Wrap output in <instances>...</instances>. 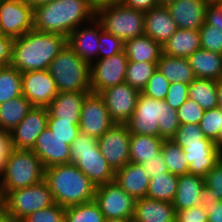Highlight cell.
I'll list each match as a JSON object with an SVG mask.
<instances>
[{
	"label": "cell",
	"instance_id": "obj_1",
	"mask_svg": "<svg viewBox=\"0 0 222 222\" xmlns=\"http://www.w3.org/2000/svg\"><path fill=\"white\" fill-rule=\"evenodd\" d=\"M95 16L96 6L90 0H53L33 8V29L68 38L71 32Z\"/></svg>",
	"mask_w": 222,
	"mask_h": 222
},
{
	"label": "cell",
	"instance_id": "obj_2",
	"mask_svg": "<svg viewBox=\"0 0 222 222\" xmlns=\"http://www.w3.org/2000/svg\"><path fill=\"white\" fill-rule=\"evenodd\" d=\"M67 37L31 30L13 39L11 63L21 73L48 70L51 61L66 47Z\"/></svg>",
	"mask_w": 222,
	"mask_h": 222
},
{
	"label": "cell",
	"instance_id": "obj_3",
	"mask_svg": "<svg viewBox=\"0 0 222 222\" xmlns=\"http://www.w3.org/2000/svg\"><path fill=\"white\" fill-rule=\"evenodd\" d=\"M126 125L130 134L159 136L169 140L176 134L180 121L177 110L165 100H157L140 92L133 115Z\"/></svg>",
	"mask_w": 222,
	"mask_h": 222
},
{
	"label": "cell",
	"instance_id": "obj_4",
	"mask_svg": "<svg viewBox=\"0 0 222 222\" xmlns=\"http://www.w3.org/2000/svg\"><path fill=\"white\" fill-rule=\"evenodd\" d=\"M44 180L55 202L61 207L67 208L95 199L96 186L73 163L46 168Z\"/></svg>",
	"mask_w": 222,
	"mask_h": 222
},
{
	"label": "cell",
	"instance_id": "obj_5",
	"mask_svg": "<svg viewBox=\"0 0 222 222\" xmlns=\"http://www.w3.org/2000/svg\"><path fill=\"white\" fill-rule=\"evenodd\" d=\"M70 159L96 187L115 179V171L102 155L97 138L79 132L70 145Z\"/></svg>",
	"mask_w": 222,
	"mask_h": 222
},
{
	"label": "cell",
	"instance_id": "obj_6",
	"mask_svg": "<svg viewBox=\"0 0 222 222\" xmlns=\"http://www.w3.org/2000/svg\"><path fill=\"white\" fill-rule=\"evenodd\" d=\"M48 72L59 92H91L90 65L68 45L51 61Z\"/></svg>",
	"mask_w": 222,
	"mask_h": 222
},
{
	"label": "cell",
	"instance_id": "obj_7",
	"mask_svg": "<svg viewBox=\"0 0 222 222\" xmlns=\"http://www.w3.org/2000/svg\"><path fill=\"white\" fill-rule=\"evenodd\" d=\"M95 18L104 31L123 42L144 34V12L125 6L118 0L97 6Z\"/></svg>",
	"mask_w": 222,
	"mask_h": 222
},
{
	"label": "cell",
	"instance_id": "obj_8",
	"mask_svg": "<svg viewBox=\"0 0 222 222\" xmlns=\"http://www.w3.org/2000/svg\"><path fill=\"white\" fill-rule=\"evenodd\" d=\"M44 176L45 167L32 150L13 149L0 178L3 191H12L37 184Z\"/></svg>",
	"mask_w": 222,
	"mask_h": 222
},
{
	"label": "cell",
	"instance_id": "obj_9",
	"mask_svg": "<svg viewBox=\"0 0 222 222\" xmlns=\"http://www.w3.org/2000/svg\"><path fill=\"white\" fill-rule=\"evenodd\" d=\"M4 194L3 215L7 220L15 222L56 203L45 180L30 187L4 191Z\"/></svg>",
	"mask_w": 222,
	"mask_h": 222
},
{
	"label": "cell",
	"instance_id": "obj_10",
	"mask_svg": "<svg viewBox=\"0 0 222 222\" xmlns=\"http://www.w3.org/2000/svg\"><path fill=\"white\" fill-rule=\"evenodd\" d=\"M105 219L132 221L136 199L116 182H107L96 187L95 199Z\"/></svg>",
	"mask_w": 222,
	"mask_h": 222
},
{
	"label": "cell",
	"instance_id": "obj_11",
	"mask_svg": "<svg viewBox=\"0 0 222 222\" xmlns=\"http://www.w3.org/2000/svg\"><path fill=\"white\" fill-rule=\"evenodd\" d=\"M128 58L125 51L98 59L90 65V90L101 93L103 90L125 82Z\"/></svg>",
	"mask_w": 222,
	"mask_h": 222
},
{
	"label": "cell",
	"instance_id": "obj_12",
	"mask_svg": "<svg viewBox=\"0 0 222 222\" xmlns=\"http://www.w3.org/2000/svg\"><path fill=\"white\" fill-rule=\"evenodd\" d=\"M33 30V8L24 0H0V35L17 39Z\"/></svg>",
	"mask_w": 222,
	"mask_h": 222
},
{
	"label": "cell",
	"instance_id": "obj_13",
	"mask_svg": "<svg viewBox=\"0 0 222 222\" xmlns=\"http://www.w3.org/2000/svg\"><path fill=\"white\" fill-rule=\"evenodd\" d=\"M114 124L103 97L99 93L90 92L81 108L80 132L98 139Z\"/></svg>",
	"mask_w": 222,
	"mask_h": 222
},
{
	"label": "cell",
	"instance_id": "obj_14",
	"mask_svg": "<svg viewBox=\"0 0 222 222\" xmlns=\"http://www.w3.org/2000/svg\"><path fill=\"white\" fill-rule=\"evenodd\" d=\"M97 142L102 155L114 171L130 162V132L126 124L115 123Z\"/></svg>",
	"mask_w": 222,
	"mask_h": 222
},
{
	"label": "cell",
	"instance_id": "obj_15",
	"mask_svg": "<svg viewBox=\"0 0 222 222\" xmlns=\"http://www.w3.org/2000/svg\"><path fill=\"white\" fill-rule=\"evenodd\" d=\"M100 95L105 101L112 121L126 124L133 115L140 92L124 82L103 90Z\"/></svg>",
	"mask_w": 222,
	"mask_h": 222
},
{
	"label": "cell",
	"instance_id": "obj_16",
	"mask_svg": "<svg viewBox=\"0 0 222 222\" xmlns=\"http://www.w3.org/2000/svg\"><path fill=\"white\" fill-rule=\"evenodd\" d=\"M59 93L48 70L22 73V95L36 107H47Z\"/></svg>",
	"mask_w": 222,
	"mask_h": 222
},
{
	"label": "cell",
	"instance_id": "obj_17",
	"mask_svg": "<svg viewBox=\"0 0 222 222\" xmlns=\"http://www.w3.org/2000/svg\"><path fill=\"white\" fill-rule=\"evenodd\" d=\"M47 125V107L33 106L22 121L10 131L13 149L32 150Z\"/></svg>",
	"mask_w": 222,
	"mask_h": 222
},
{
	"label": "cell",
	"instance_id": "obj_18",
	"mask_svg": "<svg viewBox=\"0 0 222 222\" xmlns=\"http://www.w3.org/2000/svg\"><path fill=\"white\" fill-rule=\"evenodd\" d=\"M102 30L101 23L94 18L71 32L67 38V45L77 56L91 65L98 60L99 36Z\"/></svg>",
	"mask_w": 222,
	"mask_h": 222
},
{
	"label": "cell",
	"instance_id": "obj_19",
	"mask_svg": "<svg viewBox=\"0 0 222 222\" xmlns=\"http://www.w3.org/2000/svg\"><path fill=\"white\" fill-rule=\"evenodd\" d=\"M181 148L189 163L188 173L203 177L222 157V147L208 138Z\"/></svg>",
	"mask_w": 222,
	"mask_h": 222
},
{
	"label": "cell",
	"instance_id": "obj_20",
	"mask_svg": "<svg viewBox=\"0 0 222 222\" xmlns=\"http://www.w3.org/2000/svg\"><path fill=\"white\" fill-rule=\"evenodd\" d=\"M32 151L40 158L45 169L71 163L70 145L54 135L48 126L38 136Z\"/></svg>",
	"mask_w": 222,
	"mask_h": 222
},
{
	"label": "cell",
	"instance_id": "obj_21",
	"mask_svg": "<svg viewBox=\"0 0 222 222\" xmlns=\"http://www.w3.org/2000/svg\"><path fill=\"white\" fill-rule=\"evenodd\" d=\"M207 0H174L166 7L179 29L199 30L205 23Z\"/></svg>",
	"mask_w": 222,
	"mask_h": 222
},
{
	"label": "cell",
	"instance_id": "obj_22",
	"mask_svg": "<svg viewBox=\"0 0 222 222\" xmlns=\"http://www.w3.org/2000/svg\"><path fill=\"white\" fill-rule=\"evenodd\" d=\"M205 180L203 176L186 173L178 176L173 206L175 213L193 206L205 205Z\"/></svg>",
	"mask_w": 222,
	"mask_h": 222
},
{
	"label": "cell",
	"instance_id": "obj_23",
	"mask_svg": "<svg viewBox=\"0 0 222 222\" xmlns=\"http://www.w3.org/2000/svg\"><path fill=\"white\" fill-rule=\"evenodd\" d=\"M144 34L162 46L178 29L166 6H156L144 13Z\"/></svg>",
	"mask_w": 222,
	"mask_h": 222
},
{
	"label": "cell",
	"instance_id": "obj_24",
	"mask_svg": "<svg viewBox=\"0 0 222 222\" xmlns=\"http://www.w3.org/2000/svg\"><path fill=\"white\" fill-rule=\"evenodd\" d=\"M114 180L135 199L147 196L150 177L141 164L127 163L115 171Z\"/></svg>",
	"mask_w": 222,
	"mask_h": 222
},
{
	"label": "cell",
	"instance_id": "obj_25",
	"mask_svg": "<svg viewBox=\"0 0 222 222\" xmlns=\"http://www.w3.org/2000/svg\"><path fill=\"white\" fill-rule=\"evenodd\" d=\"M173 203L150 199H136L132 222H173L175 220Z\"/></svg>",
	"mask_w": 222,
	"mask_h": 222
},
{
	"label": "cell",
	"instance_id": "obj_26",
	"mask_svg": "<svg viewBox=\"0 0 222 222\" xmlns=\"http://www.w3.org/2000/svg\"><path fill=\"white\" fill-rule=\"evenodd\" d=\"M90 92H59L47 106L48 117L65 121H80V114L85 97Z\"/></svg>",
	"mask_w": 222,
	"mask_h": 222
},
{
	"label": "cell",
	"instance_id": "obj_27",
	"mask_svg": "<svg viewBox=\"0 0 222 222\" xmlns=\"http://www.w3.org/2000/svg\"><path fill=\"white\" fill-rule=\"evenodd\" d=\"M124 51L129 61L157 63L163 48L160 43L143 34L125 41Z\"/></svg>",
	"mask_w": 222,
	"mask_h": 222
},
{
	"label": "cell",
	"instance_id": "obj_28",
	"mask_svg": "<svg viewBox=\"0 0 222 222\" xmlns=\"http://www.w3.org/2000/svg\"><path fill=\"white\" fill-rule=\"evenodd\" d=\"M188 59L196 78L216 81L222 77V54L200 48Z\"/></svg>",
	"mask_w": 222,
	"mask_h": 222
},
{
	"label": "cell",
	"instance_id": "obj_29",
	"mask_svg": "<svg viewBox=\"0 0 222 222\" xmlns=\"http://www.w3.org/2000/svg\"><path fill=\"white\" fill-rule=\"evenodd\" d=\"M162 48L166 55L188 58L201 48L199 30L178 28Z\"/></svg>",
	"mask_w": 222,
	"mask_h": 222
},
{
	"label": "cell",
	"instance_id": "obj_30",
	"mask_svg": "<svg viewBox=\"0 0 222 222\" xmlns=\"http://www.w3.org/2000/svg\"><path fill=\"white\" fill-rule=\"evenodd\" d=\"M157 70L169 83L190 84L196 78L189 59L184 57H172L162 53L157 62Z\"/></svg>",
	"mask_w": 222,
	"mask_h": 222
},
{
	"label": "cell",
	"instance_id": "obj_31",
	"mask_svg": "<svg viewBox=\"0 0 222 222\" xmlns=\"http://www.w3.org/2000/svg\"><path fill=\"white\" fill-rule=\"evenodd\" d=\"M164 139L159 136L145 134H130L129 156L130 162L142 164L151 160L161 152Z\"/></svg>",
	"mask_w": 222,
	"mask_h": 222
},
{
	"label": "cell",
	"instance_id": "obj_32",
	"mask_svg": "<svg viewBox=\"0 0 222 222\" xmlns=\"http://www.w3.org/2000/svg\"><path fill=\"white\" fill-rule=\"evenodd\" d=\"M33 105L20 95L0 104V129L11 131L32 109Z\"/></svg>",
	"mask_w": 222,
	"mask_h": 222
},
{
	"label": "cell",
	"instance_id": "obj_33",
	"mask_svg": "<svg viewBox=\"0 0 222 222\" xmlns=\"http://www.w3.org/2000/svg\"><path fill=\"white\" fill-rule=\"evenodd\" d=\"M178 185V176L167 172L152 175L149 182L147 196L150 199L173 203Z\"/></svg>",
	"mask_w": 222,
	"mask_h": 222
},
{
	"label": "cell",
	"instance_id": "obj_34",
	"mask_svg": "<svg viewBox=\"0 0 222 222\" xmlns=\"http://www.w3.org/2000/svg\"><path fill=\"white\" fill-rule=\"evenodd\" d=\"M188 98L194 100L204 110L218 107L215 80L195 78L189 84Z\"/></svg>",
	"mask_w": 222,
	"mask_h": 222
},
{
	"label": "cell",
	"instance_id": "obj_35",
	"mask_svg": "<svg viewBox=\"0 0 222 222\" xmlns=\"http://www.w3.org/2000/svg\"><path fill=\"white\" fill-rule=\"evenodd\" d=\"M22 95V73L8 65L0 67V104Z\"/></svg>",
	"mask_w": 222,
	"mask_h": 222
},
{
	"label": "cell",
	"instance_id": "obj_36",
	"mask_svg": "<svg viewBox=\"0 0 222 222\" xmlns=\"http://www.w3.org/2000/svg\"><path fill=\"white\" fill-rule=\"evenodd\" d=\"M161 152L166 167L170 173L177 176L188 173L189 163L185 158V153L181 146L175 143L172 139L163 141Z\"/></svg>",
	"mask_w": 222,
	"mask_h": 222
},
{
	"label": "cell",
	"instance_id": "obj_37",
	"mask_svg": "<svg viewBox=\"0 0 222 222\" xmlns=\"http://www.w3.org/2000/svg\"><path fill=\"white\" fill-rule=\"evenodd\" d=\"M157 70V63L128 61L125 82L142 92Z\"/></svg>",
	"mask_w": 222,
	"mask_h": 222
},
{
	"label": "cell",
	"instance_id": "obj_38",
	"mask_svg": "<svg viewBox=\"0 0 222 222\" xmlns=\"http://www.w3.org/2000/svg\"><path fill=\"white\" fill-rule=\"evenodd\" d=\"M105 216L95 200L65 208V222H104Z\"/></svg>",
	"mask_w": 222,
	"mask_h": 222
},
{
	"label": "cell",
	"instance_id": "obj_39",
	"mask_svg": "<svg viewBox=\"0 0 222 222\" xmlns=\"http://www.w3.org/2000/svg\"><path fill=\"white\" fill-rule=\"evenodd\" d=\"M199 127L205 138L222 147V109L216 107L205 110Z\"/></svg>",
	"mask_w": 222,
	"mask_h": 222
},
{
	"label": "cell",
	"instance_id": "obj_40",
	"mask_svg": "<svg viewBox=\"0 0 222 222\" xmlns=\"http://www.w3.org/2000/svg\"><path fill=\"white\" fill-rule=\"evenodd\" d=\"M204 180L206 199L211 201H222V157L206 173Z\"/></svg>",
	"mask_w": 222,
	"mask_h": 222
},
{
	"label": "cell",
	"instance_id": "obj_41",
	"mask_svg": "<svg viewBox=\"0 0 222 222\" xmlns=\"http://www.w3.org/2000/svg\"><path fill=\"white\" fill-rule=\"evenodd\" d=\"M47 126L54 135L66 140L68 145L72 144L80 132L79 121H65L60 118L48 117Z\"/></svg>",
	"mask_w": 222,
	"mask_h": 222
},
{
	"label": "cell",
	"instance_id": "obj_42",
	"mask_svg": "<svg viewBox=\"0 0 222 222\" xmlns=\"http://www.w3.org/2000/svg\"><path fill=\"white\" fill-rule=\"evenodd\" d=\"M201 48L222 54V31L206 22L199 29Z\"/></svg>",
	"mask_w": 222,
	"mask_h": 222
},
{
	"label": "cell",
	"instance_id": "obj_43",
	"mask_svg": "<svg viewBox=\"0 0 222 222\" xmlns=\"http://www.w3.org/2000/svg\"><path fill=\"white\" fill-rule=\"evenodd\" d=\"M20 222H65V208L55 203L27 215Z\"/></svg>",
	"mask_w": 222,
	"mask_h": 222
},
{
	"label": "cell",
	"instance_id": "obj_44",
	"mask_svg": "<svg viewBox=\"0 0 222 222\" xmlns=\"http://www.w3.org/2000/svg\"><path fill=\"white\" fill-rule=\"evenodd\" d=\"M169 85V81L163 76V74L156 70L148 80L142 93L157 100H165Z\"/></svg>",
	"mask_w": 222,
	"mask_h": 222
},
{
	"label": "cell",
	"instance_id": "obj_45",
	"mask_svg": "<svg viewBox=\"0 0 222 222\" xmlns=\"http://www.w3.org/2000/svg\"><path fill=\"white\" fill-rule=\"evenodd\" d=\"M123 51L124 42L119 37L104 30L100 32L98 59L110 57Z\"/></svg>",
	"mask_w": 222,
	"mask_h": 222
},
{
	"label": "cell",
	"instance_id": "obj_46",
	"mask_svg": "<svg viewBox=\"0 0 222 222\" xmlns=\"http://www.w3.org/2000/svg\"><path fill=\"white\" fill-rule=\"evenodd\" d=\"M205 136L198 124H180L172 140L181 147L187 144L200 143Z\"/></svg>",
	"mask_w": 222,
	"mask_h": 222
},
{
	"label": "cell",
	"instance_id": "obj_47",
	"mask_svg": "<svg viewBox=\"0 0 222 222\" xmlns=\"http://www.w3.org/2000/svg\"><path fill=\"white\" fill-rule=\"evenodd\" d=\"M204 109L194 100L188 98L178 109L180 124H198L204 114Z\"/></svg>",
	"mask_w": 222,
	"mask_h": 222
},
{
	"label": "cell",
	"instance_id": "obj_48",
	"mask_svg": "<svg viewBox=\"0 0 222 222\" xmlns=\"http://www.w3.org/2000/svg\"><path fill=\"white\" fill-rule=\"evenodd\" d=\"M189 84L170 83L165 102L173 109H178L187 99Z\"/></svg>",
	"mask_w": 222,
	"mask_h": 222
},
{
	"label": "cell",
	"instance_id": "obj_49",
	"mask_svg": "<svg viewBox=\"0 0 222 222\" xmlns=\"http://www.w3.org/2000/svg\"><path fill=\"white\" fill-rule=\"evenodd\" d=\"M175 219L177 222H208L205 205L193 206L189 209L177 211Z\"/></svg>",
	"mask_w": 222,
	"mask_h": 222
},
{
	"label": "cell",
	"instance_id": "obj_50",
	"mask_svg": "<svg viewBox=\"0 0 222 222\" xmlns=\"http://www.w3.org/2000/svg\"><path fill=\"white\" fill-rule=\"evenodd\" d=\"M12 150L13 147L10 132L0 129V177L4 172L5 163Z\"/></svg>",
	"mask_w": 222,
	"mask_h": 222
},
{
	"label": "cell",
	"instance_id": "obj_51",
	"mask_svg": "<svg viewBox=\"0 0 222 222\" xmlns=\"http://www.w3.org/2000/svg\"><path fill=\"white\" fill-rule=\"evenodd\" d=\"M205 22L222 31V3H209L206 9Z\"/></svg>",
	"mask_w": 222,
	"mask_h": 222
},
{
	"label": "cell",
	"instance_id": "obj_52",
	"mask_svg": "<svg viewBox=\"0 0 222 222\" xmlns=\"http://www.w3.org/2000/svg\"><path fill=\"white\" fill-rule=\"evenodd\" d=\"M141 165L147 171L150 178L152 175H159L162 172L168 171L162 152H159L156 157L151 160H145Z\"/></svg>",
	"mask_w": 222,
	"mask_h": 222
},
{
	"label": "cell",
	"instance_id": "obj_53",
	"mask_svg": "<svg viewBox=\"0 0 222 222\" xmlns=\"http://www.w3.org/2000/svg\"><path fill=\"white\" fill-rule=\"evenodd\" d=\"M12 43V38L0 35V67L10 65Z\"/></svg>",
	"mask_w": 222,
	"mask_h": 222
},
{
	"label": "cell",
	"instance_id": "obj_54",
	"mask_svg": "<svg viewBox=\"0 0 222 222\" xmlns=\"http://www.w3.org/2000/svg\"><path fill=\"white\" fill-rule=\"evenodd\" d=\"M208 222H222V201H205Z\"/></svg>",
	"mask_w": 222,
	"mask_h": 222
},
{
	"label": "cell",
	"instance_id": "obj_55",
	"mask_svg": "<svg viewBox=\"0 0 222 222\" xmlns=\"http://www.w3.org/2000/svg\"><path fill=\"white\" fill-rule=\"evenodd\" d=\"M118 1L125 6L137 9L144 13L158 6L157 0H118Z\"/></svg>",
	"mask_w": 222,
	"mask_h": 222
},
{
	"label": "cell",
	"instance_id": "obj_56",
	"mask_svg": "<svg viewBox=\"0 0 222 222\" xmlns=\"http://www.w3.org/2000/svg\"><path fill=\"white\" fill-rule=\"evenodd\" d=\"M216 89H217V96H218V107L222 109V77L215 81Z\"/></svg>",
	"mask_w": 222,
	"mask_h": 222
},
{
	"label": "cell",
	"instance_id": "obj_57",
	"mask_svg": "<svg viewBox=\"0 0 222 222\" xmlns=\"http://www.w3.org/2000/svg\"><path fill=\"white\" fill-rule=\"evenodd\" d=\"M26 1L32 8H35L38 5L49 3L53 0H24Z\"/></svg>",
	"mask_w": 222,
	"mask_h": 222
},
{
	"label": "cell",
	"instance_id": "obj_58",
	"mask_svg": "<svg viewBox=\"0 0 222 222\" xmlns=\"http://www.w3.org/2000/svg\"><path fill=\"white\" fill-rule=\"evenodd\" d=\"M4 198H5V194H4V191H3V186H2V182H1V178H0V213H3Z\"/></svg>",
	"mask_w": 222,
	"mask_h": 222
},
{
	"label": "cell",
	"instance_id": "obj_59",
	"mask_svg": "<svg viewBox=\"0 0 222 222\" xmlns=\"http://www.w3.org/2000/svg\"><path fill=\"white\" fill-rule=\"evenodd\" d=\"M96 7L105 3L115 2L117 0H90Z\"/></svg>",
	"mask_w": 222,
	"mask_h": 222
},
{
	"label": "cell",
	"instance_id": "obj_60",
	"mask_svg": "<svg viewBox=\"0 0 222 222\" xmlns=\"http://www.w3.org/2000/svg\"><path fill=\"white\" fill-rule=\"evenodd\" d=\"M158 5L160 6H167L168 4L172 3L174 0H157Z\"/></svg>",
	"mask_w": 222,
	"mask_h": 222
},
{
	"label": "cell",
	"instance_id": "obj_61",
	"mask_svg": "<svg viewBox=\"0 0 222 222\" xmlns=\"http://www.w3.org/2000/svg\"><path fill=\"white\" fill-rule=\"evenodd\" d=\"M104 222H132V221H127L122 219H105Z\"/></svg>",
	"mask_w": 222,
	"mask_h": 222
},
{
	"label": "cell",
	"instance_id": "obj_62",
	"mask_svg": "<svg viewBox=\"0 0 222 222\" xmlns=\"http://www.w3.org/2000/svg\"><path fill=\"white\" fill-rule=\"evenodd\" d=\"M209 3H222V0H207Z\"/></svg>",
	"mask_w": 222,
	"mask_h": 222
},
{
	"label": "cell",
	"instance_id": "obj_63",
	"mask_svg": "<svg viewBox=\"0 0 222 222\" xmlns=\"http://www.w3.org/2000/svg\"><path fill=\"white\" fill-rule=\"evenodd\" d=\"M5 216L3 215V213H0V222H3L5 220Z\"/></svg>",
	"mask_w": 222,
	"mask_h": 222
},
{
	"label": "cell",
	"instance_id": "obj_64",
	"mask_svg": "<svg viewBox=\"0 0 222 222\" xmlns=\"http://www.w3.org/2000/svg\"><path fill=\"white\" fill-rule=\"evenodd\" d=\"M3 222H15V221H10V220L5 219Z\"/></svg>",
	"mask_w": 222,
	"mask_h": 222
}]
</instances>
